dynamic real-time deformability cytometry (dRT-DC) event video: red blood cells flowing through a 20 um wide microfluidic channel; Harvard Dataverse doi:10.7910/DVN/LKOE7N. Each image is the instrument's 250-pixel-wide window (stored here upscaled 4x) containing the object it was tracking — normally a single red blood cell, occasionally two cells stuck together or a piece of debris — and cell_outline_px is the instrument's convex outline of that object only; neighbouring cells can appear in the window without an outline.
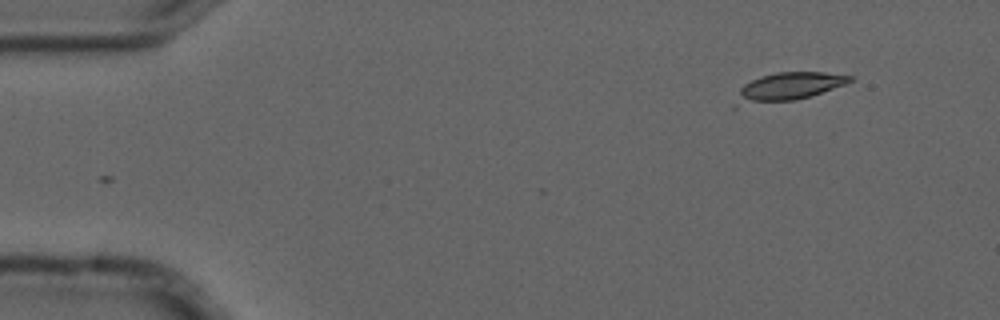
{"species": "common noctule bat (a hibernating species)", "species_latin": "Nyctalus noctula", "temperature_condition": "cold", "stored_images_in_passage": 5, "camera_frame_rate_fps": 3000, "um_per_image_px": 0.085, "animal": {"sex": "male", "forearm_length_mm": 52.5}, "frame": {"image": 1, "passage_image": 5, "time_ms": 1.333, "image_size_px": [1000, 320], "cell_outline_px": [[852, 80], [844, 84], [808, 96], [792, 100], [736, 108], [732, 108], [732, 104], [740, 88], [744, 84], [752, 80], [776, 72], [824, 72], [852, 76]], "centroid_in_image_um": [66.84, 7.42], "position_along_channel_um": 18.2, "area_um2": 18.79}}